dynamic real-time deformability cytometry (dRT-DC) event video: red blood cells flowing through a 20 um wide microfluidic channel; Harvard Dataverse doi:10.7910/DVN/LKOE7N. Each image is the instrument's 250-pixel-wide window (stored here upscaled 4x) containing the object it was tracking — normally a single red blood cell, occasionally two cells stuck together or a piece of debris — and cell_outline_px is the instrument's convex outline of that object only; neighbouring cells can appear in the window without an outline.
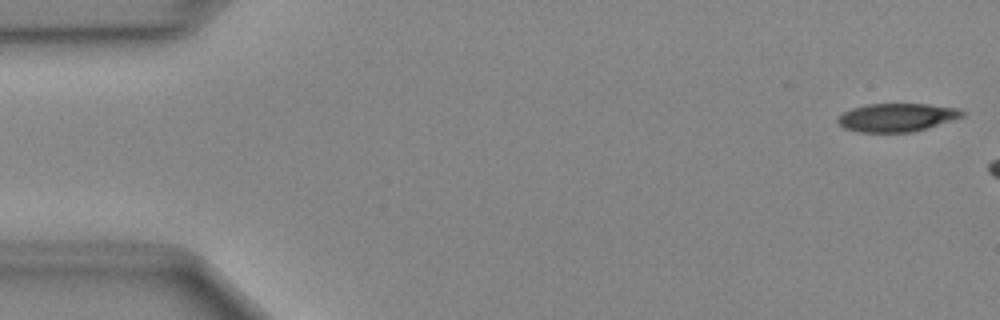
{"species": "Egyptian fruit bat (a non-hibernating species)", "species_latin": "Rousettus aegyptiacus", "temperature_condition": "cold", "stored_images_in_passage": 15, "camera_frame_rate_fps": 3000, "um_per_image_px": 0.085, "animal": {"sex": "female"}, "frame": {"image": 1, "passage_image": 1, "time_ms": 0.0, "image_size_px": [1000, 320], "cell_outline_px": [[964, 116], [928, 128], [912, 132], [860, 132], [844, 128], [836, 120], [844, 112], [852, 108], [864, 104], [928, 104], [960, 108], [964, 112]], "centroid_in_image_um": [76.25, 9.98], "position_along_channel_um": 8.7, "area_um2": 20.52}}